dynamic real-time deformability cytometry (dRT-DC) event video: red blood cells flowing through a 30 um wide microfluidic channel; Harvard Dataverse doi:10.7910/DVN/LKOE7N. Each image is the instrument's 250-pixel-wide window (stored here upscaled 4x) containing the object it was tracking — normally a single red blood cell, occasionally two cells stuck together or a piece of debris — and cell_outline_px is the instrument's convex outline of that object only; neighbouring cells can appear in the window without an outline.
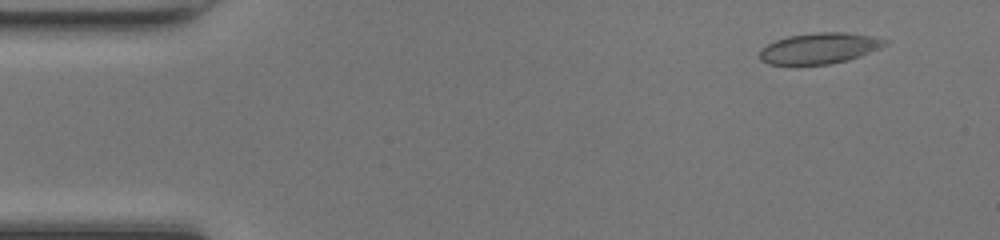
{"species": "common noctule bat (a hibernating species)", "species_latin": "Nyctalus noctula", "temperature_condition": "room temperature", "stored_images_in_passage": 15, "camera_frame_rate_fps": 3000, "um_per_image_px": 0.085, "animal": {"sex": "female", "body_mass_g": 17.0, "forearm_length_mm": 48.0}, "frame": {"image": 1, "passage_image": 4, "time_ms": 1.0, "image_size_px": [1000, 240], "cell_outline_px": [[888, 44], [880, 48], [860, 56], [848, 60], [828, 64], [796, 68], [768, 64], [760, 60], [760, 48], [776, 40], [788, 36], [816, 32], [848, 32], [888, 40]], "centroid_in_image_um": [69.57, 4.15], "position_along_channel_um": 15.4, "area_um2": 23.29}}
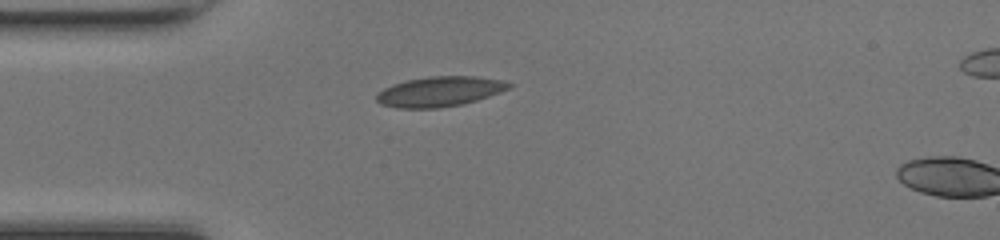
{"frame": {"image": 2, "passage_image": 13, "time_ms": 4.0, "image_size_px": [1000, 240], "cell_outline_px": [[516, 84], [512, 88], [476, 100], [460, 104], [440, 108], [396, 108], [380, 104], [376, 100], [376, 96], [384, 88], [392, 84], [408, 80], [428, 76], [476, 76], [504, 80]], "centroid_in_image_um": [37.41, 7.77], "position_along_channel_um": 47.6, "area_um2": 23.29}}